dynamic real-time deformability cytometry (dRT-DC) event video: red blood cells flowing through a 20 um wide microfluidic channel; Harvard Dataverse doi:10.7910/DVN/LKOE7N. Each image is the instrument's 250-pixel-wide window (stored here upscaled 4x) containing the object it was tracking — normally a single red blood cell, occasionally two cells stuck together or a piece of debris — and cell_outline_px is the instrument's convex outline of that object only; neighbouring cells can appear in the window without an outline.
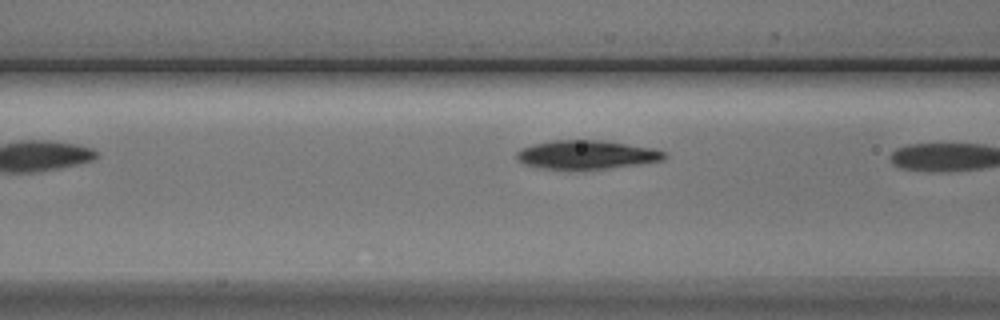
{"species": "Egyptian fruit bat (a non-hibernating species)", "species_latin": "Rousettus aegyptiacus", "temperature_condition": "cold", "stored_images_in_passage": 4, "camera_frame_rate_fps": 3000, "um_per_image_px": 0.085, "animal": {"sex": "male"}, "frame": {"image": 1, "passage_image": 3, "time_ms": 2.333, "image_size_px": [1000, 320], "cell_outline_px": [[668, 156], [664, 160], [640, 164], [608, 168], [544, 168], [524, 164], [516, 160], [516, 152], [520, 148], [532, 144], [552, 140], [604, 140], [656, 148], [664, 152]], "centroid_in_image_um": [49.88, 13.12], "position_along_channel_um": 116.7, "area_um2": 24.74}}